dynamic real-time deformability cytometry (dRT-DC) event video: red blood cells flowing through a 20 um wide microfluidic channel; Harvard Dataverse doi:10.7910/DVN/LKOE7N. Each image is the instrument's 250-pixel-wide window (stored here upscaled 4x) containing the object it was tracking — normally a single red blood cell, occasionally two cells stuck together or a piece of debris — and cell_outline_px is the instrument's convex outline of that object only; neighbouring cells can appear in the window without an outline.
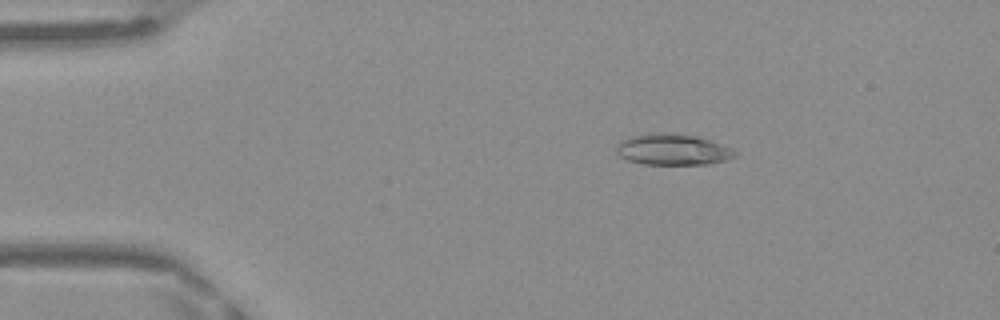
{"species": "Egyptian fruit bat (a non-hibernating species)", "species_latin": "Rousettus aegyptiacus", "temperature_condition": "warm", "stored_images_in_passage": 49, "camera_frame_rate_fps": 3000, "um_per_image_px": 0.085, "frame": {"image": 1, "passage_image": 9, "time_ms": 2.667, "image_size_px": [1000, 320], "cell_outline_px": [[736, 156], [724, 160], [704, 164], [644, 164], [628, 160], [620, 156], [616, 152], [616, 144], [620, 140], [632, 136], [692, 136], [708, 140], [720, 144], [736, 152]], "centroid_in_image_um": [57.14, 12.77], "position_along_channel_um": 27.9, "area_um2": 20.11}}
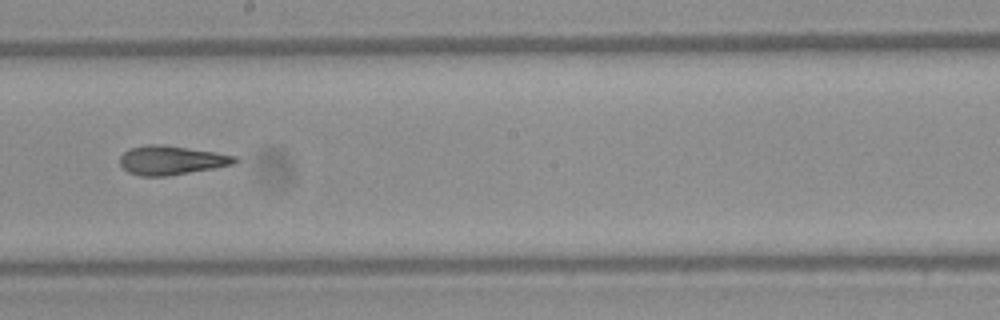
{"frame": {"image": 2, "passage_image": 28, "time_ms": 9.0, "image_size_px": [1000, 320], "cell_outline_px": [[240, 160], [232, 164], [212, 168], [168, 176], [140, 176], [128, 172], [120, 164], [120, 156], [128, 148], [148, 144], [160, 144], [216, 152], [236, 156]], "centroid_in_image_um": [14.53, 13.61], "position_along_channel_um": 233.7, "area_um2": 19.36}}
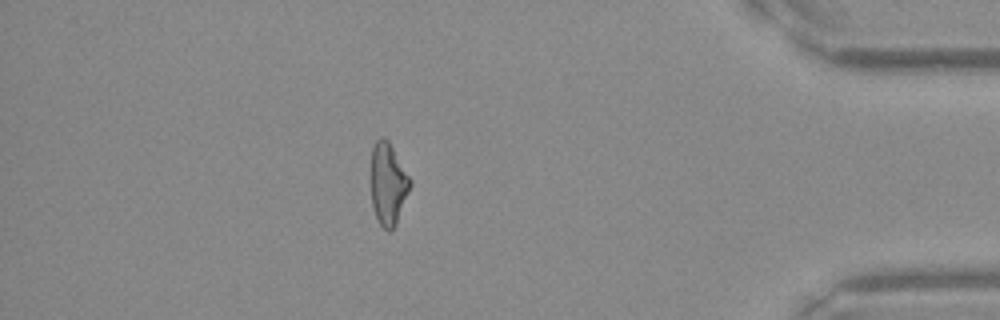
{"frame": {"image": 3, "passage_image": 43, "time_ms": 14.0, "image_size_px": [1000, 320], "cell_outline_px": [[412, 184], [396, 224], [388, 232], [380, 224], [372, 208], [372, 148], [376, 140], [380, 136], [384, 136], [388, 140], [412, 180]], "centroid_in_image_um": [33.0, 15.61], "position_along_channel_um": 402.2, "area_um2": 18.61}, "authors_computed_cell_mechanics": {"area_um2": 19.941, "velocity_mm_per_s": 4.1976, "shape_relaxation_time_tau1_ms": null, "shape_relaxation_time_tau2_ms": 2.6546, "deformation_change_tau1": null, "deformation_change_tau2": 0.1216}}